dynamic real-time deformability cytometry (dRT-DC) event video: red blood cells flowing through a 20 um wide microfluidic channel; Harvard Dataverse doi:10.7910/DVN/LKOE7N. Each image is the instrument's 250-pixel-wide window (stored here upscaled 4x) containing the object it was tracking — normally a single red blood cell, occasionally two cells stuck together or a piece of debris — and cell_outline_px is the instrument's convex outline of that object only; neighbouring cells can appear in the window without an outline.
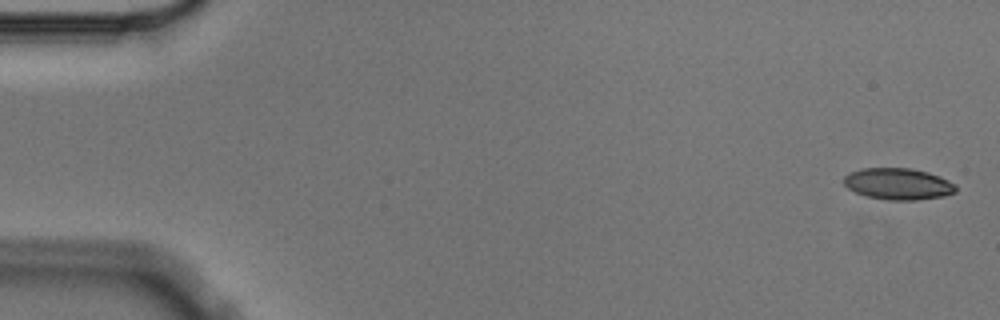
{"species": "Egyptian fruit bat (a non-hibernating species)", "species_latin": "Rousettus aegyptiacus", "temperature_condition": "cold", "stored_images_in_passage": 4, "camera_frame_rate_fps": 3000, "um_per_image_px": 0.085, "animal": {"sex": "male"}, "frame": {"image": 1, "passage_image": 1, "time_ms": 0.0, "image_size_px": [1000, 320], "cell_outline_px": [[956, 192], [944, 196], [916, 200], [884, 200], [864, 196], [848, 188], [844, 184], [844, 176], [852, 172], [864, 168], [912, 168], [928, 172], [940, 176], [956, 184]], "centroid_in_image_um": [76.36, 15.64], "position_along_channel_um": 8.6, "area_um2": 20.69}}
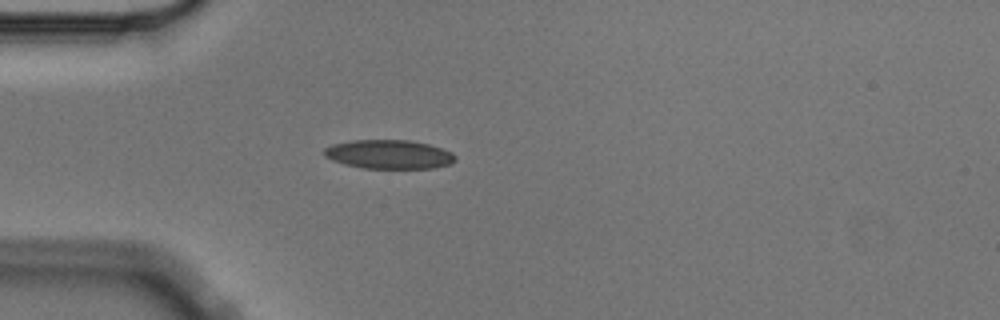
{"frame": {"image": 2, "passage_image": 4, "time_ms": 1.0, "image_size_px": [1000, 320], "cell_outline_px": [[456, 160], [452, 164], [432, 168], [364, 168], [344, 164], [332, 160], [324, 156], [324, 148], [332, 144], [352, 140], [408, 140], [428, 144], [452, 152], [456, 156]], "centroid_in_image_um": [33.06, 13.12], "position_along_channel_um": 51.9, "area_um2": 22.14}}